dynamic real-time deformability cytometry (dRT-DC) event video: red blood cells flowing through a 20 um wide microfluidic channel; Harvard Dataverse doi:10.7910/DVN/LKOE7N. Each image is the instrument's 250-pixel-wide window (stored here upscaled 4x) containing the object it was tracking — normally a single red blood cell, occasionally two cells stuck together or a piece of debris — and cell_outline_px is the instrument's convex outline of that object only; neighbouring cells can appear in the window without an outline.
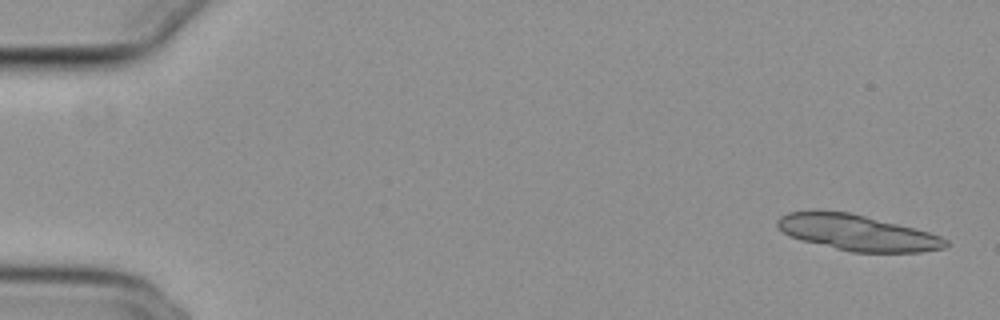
{"species": "common noctule bat (a hibernating species)", "species_latin": "Nyctalus noctula", "temperature_condition": "cold", "stored_images_in_passage": 5, "camera_frame_rate_fps": 3000, "um_per_image_px": 0.085, "animal": {"sex": "female", "body_mass_g": 29.2, "forearm_length_mm": 56.3}, "frame": {"image": 1, "passage_image": 2, "time_ms": 0.333, "image_size_px": [1000, 320], "cell_outline_px": [[952, 244], [944, 248], [920, 252], [852, 252], [800, 240], [788, 236], [776, 224], [776, 220], [780, 216], [788, 212], [848, 212], [928, 232], [940, 236], [948, 240]], "centroid_in_image_um": [72.88, 19.8], "position_along_channel_um": 12.1, "area_um2": 34.45}}